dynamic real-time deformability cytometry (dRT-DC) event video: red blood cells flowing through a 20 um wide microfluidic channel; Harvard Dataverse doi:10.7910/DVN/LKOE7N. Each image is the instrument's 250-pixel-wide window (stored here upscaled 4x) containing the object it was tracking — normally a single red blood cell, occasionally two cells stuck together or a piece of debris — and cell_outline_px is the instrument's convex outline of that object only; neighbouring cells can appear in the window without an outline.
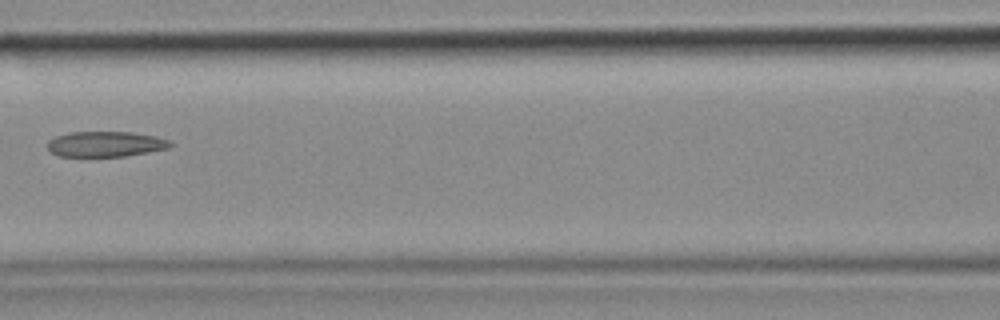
{"species": "common noctule bat (a hibernating species)", "species_latin": "Nyctalus noctula", "temperature_condition": "cold", "stored_images_in_passage": 8, "camera_frame_rate_fps": 3000, "um_per_image_px": 0.085, "animal": {"sex": "female", "body_mass_g": 18.4}, "frame": {"image": 1, "passage_image": 7, "time_ms": 2.0, "image_size_px": [1000, 320], "cell_outline_px": [[172, 144], [168, 148], [148, 152], [124, 156], [60, 156], [52, 152], [44, 144], [48, 140], [56, 136], [68, 132], [132, 132], [156, 136], [168, 140]], "centroid_in_image_um": [8.93, 12.24], "position_along_channel_um": 157.7, "area_um2": 18.15}}